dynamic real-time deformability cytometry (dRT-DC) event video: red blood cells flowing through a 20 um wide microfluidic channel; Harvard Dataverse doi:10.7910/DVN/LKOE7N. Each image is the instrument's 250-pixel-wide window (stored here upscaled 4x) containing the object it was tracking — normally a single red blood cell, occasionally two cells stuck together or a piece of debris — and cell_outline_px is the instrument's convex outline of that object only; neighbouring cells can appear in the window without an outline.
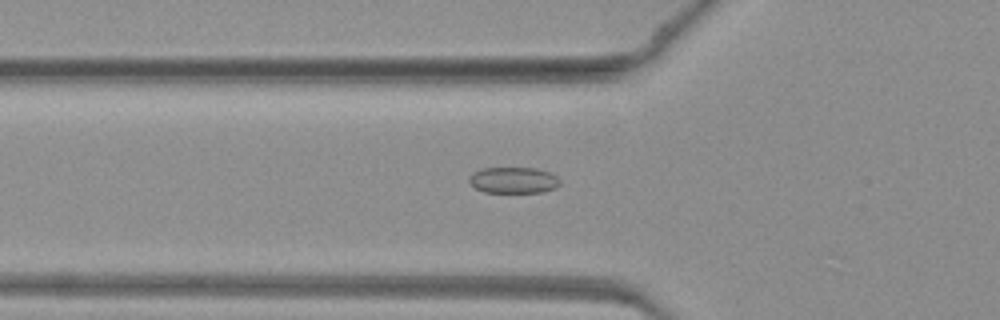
{"species": "common noctule bat (a hibernating species)", "species_latin": "Nyctalus noctula", "temperature_condition": "warm", "stored_images_in_passage": 11, "camera_frame_rate_fps": 3000, "um_per_image_px": 0.085, "animal": {"sex": "female", "body_mass_g": 19.3, "forearm_length_mm": 54.1}, "frame": {"image": 1, "passage_image": 9, "time_ms": 2.667, "image_size_px": [1000, 320], "cell_outline_px": [[560, 184], [556, 188], [540, 192], [484, 192], [476, 188], [468, 180], [468, 176], [472, 172], [480, 168], [536, 168], [552, 172], [560, 180]], "centroid_in_image_um": [43.65, 15.3], "position_along_channel_um": 82.2, "area_um2": 13.99}}